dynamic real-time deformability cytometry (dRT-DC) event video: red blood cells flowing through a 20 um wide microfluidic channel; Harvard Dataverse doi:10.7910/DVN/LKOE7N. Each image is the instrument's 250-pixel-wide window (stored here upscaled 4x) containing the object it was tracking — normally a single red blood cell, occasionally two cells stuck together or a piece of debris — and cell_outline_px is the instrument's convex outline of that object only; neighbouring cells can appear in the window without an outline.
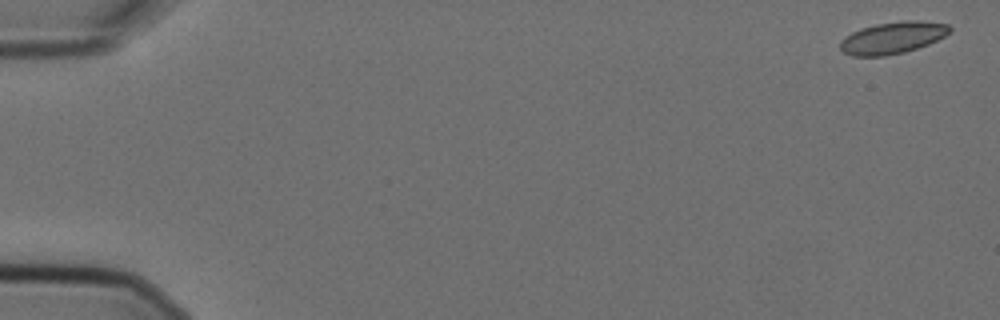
{"species": "Egyptian fruit bat (a non-hibernating species)", "species_latin": "Rousettus aegyptiacus", "temperature_condition": "cold", "stored_images_in_passage": 4, "camera_frame_rate_fps": 3000, "um_per_image_px": 0.085, "animal": {"sex": "female"}, "frame": {"image": 1, "passage_image": 1, "time_ms": 0.0, "image_size_px": [1000, 320], "cell_outline_px": [[952, 28], [944, 36], [928, 44], [904, 52], [884, 56], [852, 56], [844, 52], [840, 48], [840, 40], [852, 32], [876, 24], [904, 20], [916, 20], [948, 24]], "centroid_in_image_um": [75.86, 3.21], "position_along_channel_um": 9.1, "area_um2": 20.11}}